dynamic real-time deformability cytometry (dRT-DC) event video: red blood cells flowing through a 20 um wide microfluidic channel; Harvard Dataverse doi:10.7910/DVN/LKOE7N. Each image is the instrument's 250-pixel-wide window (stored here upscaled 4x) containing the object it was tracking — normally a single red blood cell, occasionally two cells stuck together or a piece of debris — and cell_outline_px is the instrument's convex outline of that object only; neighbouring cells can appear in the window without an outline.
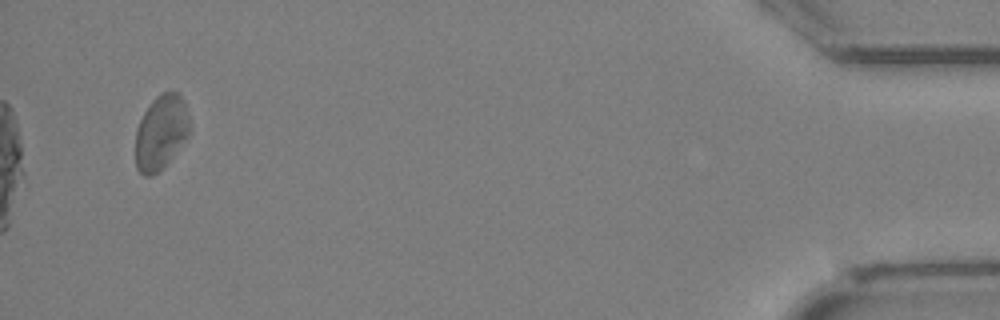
{"species": "Egyptian fruit bat (a non-hibernating species)", "species_latin": "Rousettus aegyptiacus", "temperature_condition": "cold", "stored_images_in_passage": 30, "camera_frame_rate_fps": 3000, "um_per_image_px": 0.085, "animal": {"sex": "female"}, "frame": {"image": 1, "passage_image": 30, "time_ms": 9.667, "image_size_px": [1000, 320], "cell_outline_px": [[192, 128], [188, 136], [164, 168], [160, 172], [152, 176], [144, 176], [136, 168], [136, 128], [144, 112], [152, 100], [160, 92], [176, 92], [184, 100]], "centroid_in_image_um": [13.7, 11.27], "position_along_channel_um": 421.5, "area_um2": 23.87}}